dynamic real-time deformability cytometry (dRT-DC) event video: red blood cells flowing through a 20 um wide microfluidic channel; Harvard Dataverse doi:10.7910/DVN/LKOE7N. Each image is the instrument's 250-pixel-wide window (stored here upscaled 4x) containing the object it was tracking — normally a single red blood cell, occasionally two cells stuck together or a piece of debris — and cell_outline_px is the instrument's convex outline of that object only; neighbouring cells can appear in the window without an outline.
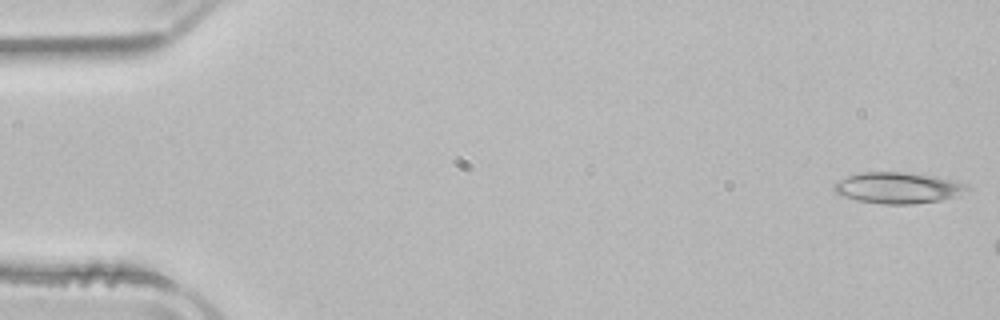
{"species": "common noctule bat (a hibernating species)", "species_latin": "Nyctalus noctula", "temperature_condition": "room temperature", "stored_images_in_passage": 10, "camera_frame_rate_fps": 3000, "um_per_image_px": 0.085, "animal": {"sex": "male", "body_mass_g": 21.5, "forearm_length_mm": 52.0}, "frame": {"image": 1, "passage_image": 1, "time_ms": 0.0, "image_size_px": [1000, 320], "cell_outline_px": [[972, 188], [968, 192], [940, 200], [912, 204], [884, 204], [856, 200], [840, 196], [832, 188], [832, 184], [848, 176], [860, 172], [900, 172], [936, 176], [968, 184]], "centroid_in_image_um": [76.33, 15.97], "position_along_channel_um": 8.7, "area_um2": 24.28}}